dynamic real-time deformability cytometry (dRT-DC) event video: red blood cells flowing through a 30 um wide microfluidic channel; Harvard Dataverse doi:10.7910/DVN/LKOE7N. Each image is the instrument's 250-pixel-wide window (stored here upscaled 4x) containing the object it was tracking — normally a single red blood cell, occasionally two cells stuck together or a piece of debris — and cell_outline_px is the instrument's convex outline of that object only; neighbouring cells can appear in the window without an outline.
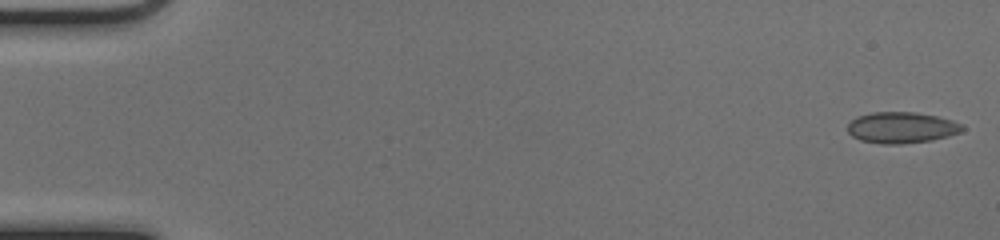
{"species": "common noctule bat (a hibernating species)", "species_latin": "Nyctalus noctula", "temperature_condition": "cold", "stored_images_in_passage": 51, "camera_frame_rate_fps": 3000, "um_per_image_px": 0.085, "animal": {"sex": "female", "body_mass_g": 17.0, "forearm_length_mm": 48.0}, "frame": {"image": 1, "passage_image": 1, "time_ms": 0.0, "image_size_px": [1000, 240], "cell_outline_px": [[964, 128], [960, 132], [948, 136], [932, 140], [900, 144], [880, 144], [860, 140], [852, 136], [848, 132], [848, 124], [856, 116], [872, 112], [916, 112], [936, 116], [952, 120], [964, 124]], "centroid_in_image_um": [76.63, 10.84], "position_along_channel_um": 8.4, "area_um2": 20.92}}
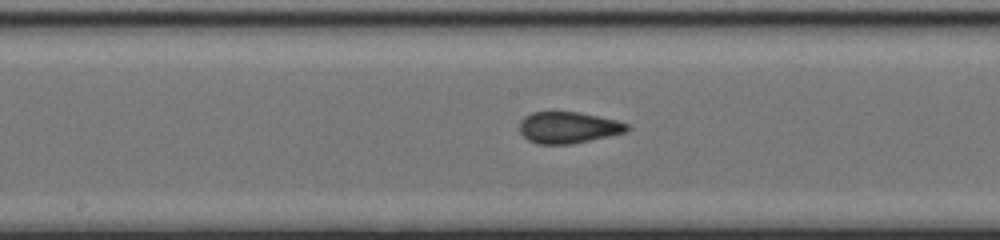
{"frame": {"image": 2, "passage_image": 27, "time_ms": 8.667, "image_size_px": [1000, 240], "cell_outline_px": [[632, 128], [628, 132], [568, 144], [536, 144], [528, 140], [520, 132], [520, 120], [524, 116], [532, 112], [576, 112], [616, 120], [628, 124]], "centroid_in_image_um": [48.29, 10.84], "position_along_channel_um": 199.9, "area_um2": 19.59}}
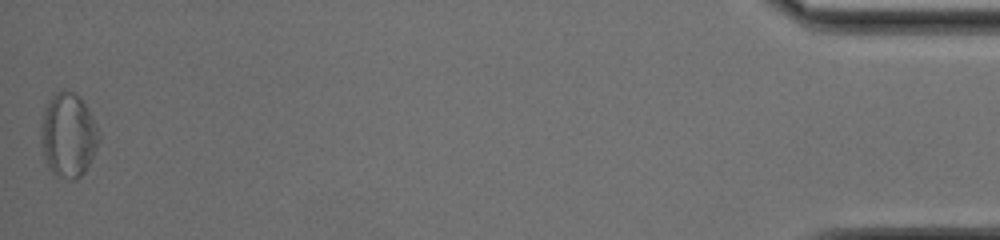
{"frame": {"image": 3, "passage_image": 51, "time_ms": 16.667, "image_size_px": [1000, 240], "cell_outline_px": [[100, 140], [84, 172], [76, 180], [72, 180], [56, 176], [48, 168], [44, 156], [40, 140], [40, 124], [44, 104], [60, 88], [68, 88], [80, 96], [88, 108], [100, 132]], "centroid_in_image_um": [5.77, 11.43], "position_along_channel_um": 429.4, "area_um2": 29.13}, "authors_computed_cell_mechanics": {"area_um2": 19.8832, "velocity_mm_per_s": 4.0483, "shape_relaxation_time_tau1_ms": null, "shape_relaxation_time_tau2_ms": 1.272, "deformation_change_tau1": null, "deformation_change_tau2": 0.0673}}